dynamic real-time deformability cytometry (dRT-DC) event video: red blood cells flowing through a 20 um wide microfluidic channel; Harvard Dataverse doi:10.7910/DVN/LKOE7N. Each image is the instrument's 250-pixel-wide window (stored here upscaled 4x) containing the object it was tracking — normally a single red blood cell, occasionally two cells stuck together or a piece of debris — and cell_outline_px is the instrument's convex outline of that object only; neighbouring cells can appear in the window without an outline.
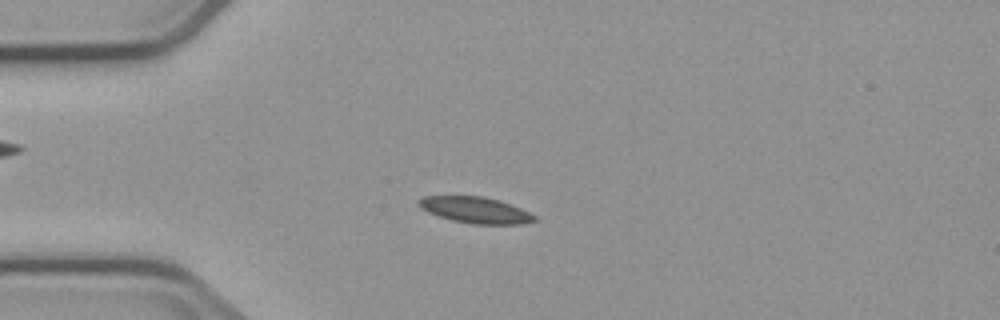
{"species": "common noctule bat (a hibernating species)", "species_latin": "Nyctalus noctula", "temperature_condition": "cold", "stored_images_in_passage": 7, "camera_frame_rate_fps": 3000, "um_per_image_px": 0.085, "animal": {"sex": "male", "body_mass_g": 23.1, "forearm_length_mm": 52.7}, "frame": {"image": 1, "passage_image": 4, "time_ms": 3.667, "image_size_px": [1000, 320], "cell_outline_px": [[536, 220], [524, 224], [472, 224], [452, 220], [428, 212], [420, 208], [416, 204], [416, 200], [424, 196], [480, 196], [496, 200], [520, 208], [536, 216]], "centroid_in_image_um": [40.36, 17.86], "position_along_channel_um": 44.6, "area_um2": 17.51}}
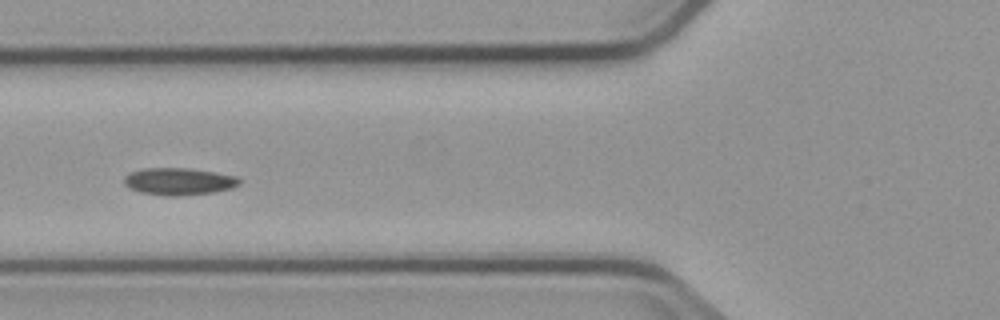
{"frame": {"image": 2, "passage_image": 6, "time_ms": 6.0, "image_size_px": [1000, 320], "cell_outline_px": [[240, 184], [232, 188], [212, 192], [180, 196], [164, 196], [140, 192], [128, 188], [124, 184], [124, 176], [132, 172], [144, 168], [188, 168], [236, 176], [240, 180]], "centroid_in_image_um": [15.17, 15.43], "position_along_channel_um": 110.6, "area_um2": 18.21}}
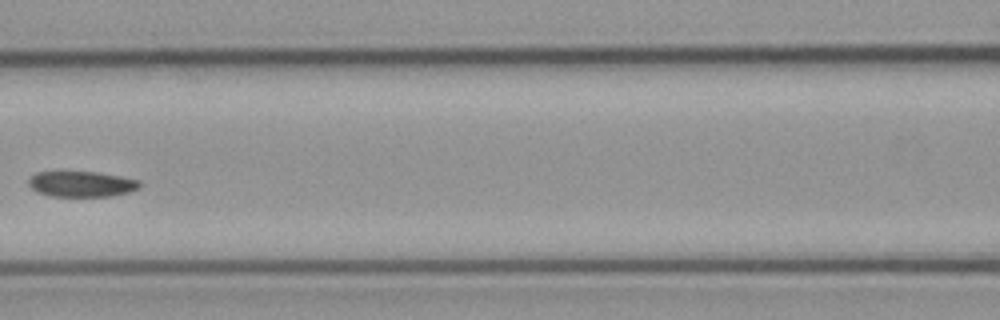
{"frame": {"image": 3, "passage_image": 7, "time_ms": 7.333, "image_size_px": [1000, 320], "cell_outline_px": [[144, 184], [140, 188], [128, 192], [112, 196], [52, 196], [36, 192], [28, 184], [28, 180], [36, 172], [96, 172], [120, 176], [140, 180]], "centroid_in_image_um": [6.97, 15.64], "position_along_channel_um": 159.6, "area_um2": 16.65}}